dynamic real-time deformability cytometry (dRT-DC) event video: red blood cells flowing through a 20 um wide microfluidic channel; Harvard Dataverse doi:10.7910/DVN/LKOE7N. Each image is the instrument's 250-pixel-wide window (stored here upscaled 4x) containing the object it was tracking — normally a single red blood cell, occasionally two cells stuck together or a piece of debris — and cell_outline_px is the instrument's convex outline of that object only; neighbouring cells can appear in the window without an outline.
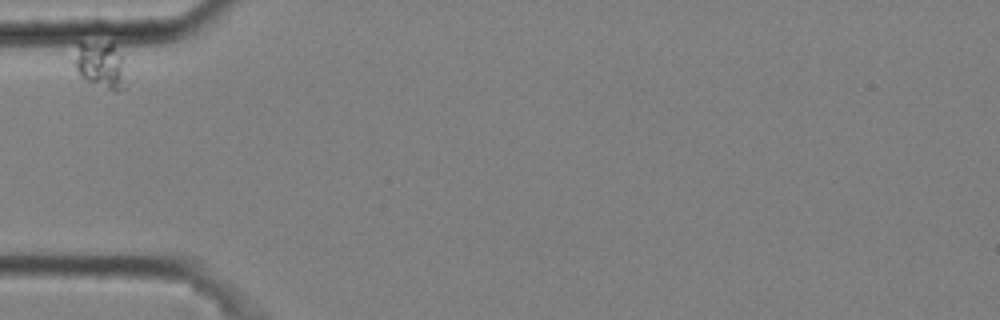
{"species": "common noctule bat (a hibernating species)", "species_latin": "Nyctalus noctula", "temperature_condition": "cold", "stored_images_in_passage": 2, "camera_frame_rate_fps": 3000, "um_per_image_px": 0.085, "animal": {"sex": "male", "body_mass_g": 20.4}, "frame": {"image": 1, "passage_image": 1, "time_ms": 0.0, "image_size_px": [1000, 320], "cell_outline_px": [[124, 88], [116, 92], [88, 80], [76, 68], [76, 60], [80, 44], [112, 44], [120, 56]], "centroid_in_image_um": [8.58, 5.56], "position_along_channel_um": 76.4, "area_um2": 12.37}}